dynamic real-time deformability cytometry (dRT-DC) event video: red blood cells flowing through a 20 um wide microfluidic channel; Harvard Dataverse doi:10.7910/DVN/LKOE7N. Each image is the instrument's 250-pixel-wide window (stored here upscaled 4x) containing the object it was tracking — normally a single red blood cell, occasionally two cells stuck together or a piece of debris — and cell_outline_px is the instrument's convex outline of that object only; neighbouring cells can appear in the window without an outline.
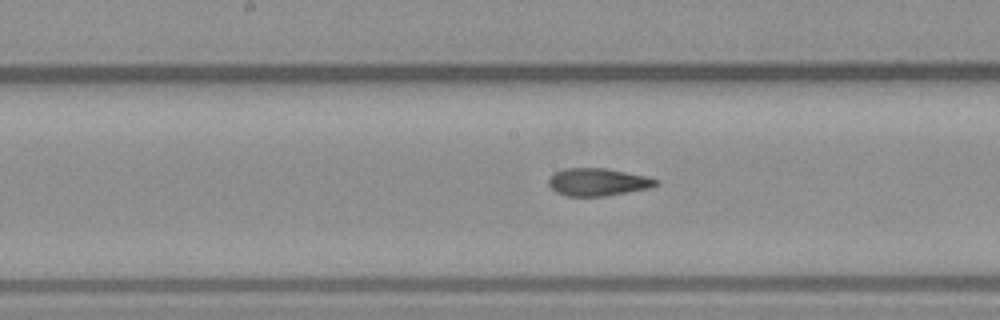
{"species": "common noctule bat (a hibernating species)", "species_latin": "Nyctalus noctula", "temperature_condition": "warm", "stored_images_in_passage": 12, "camera_frame_rate_fps": 3000, "um_per_image_px": 0.085, "animal": {"sex": "male", "body_mass_g": 23.1, "forearm_length_mm": 52.7}, "frame": {"image": 1, "passage_image": 9, "time_ms": 2.667, "image_size_px": [1000, 320], "cell_outline_px": [[660, 184], [652, 188], [604, 196], [564, 196], [556, 192], [548, 184], [548, 180], [556, 172], [564, 168], [604, 168], [644, 176], [660, 180]], "centroid_in_image_um": [50.83, 15.48], "position_along_channel_um": 197.4, "area_um2": 17.22}}